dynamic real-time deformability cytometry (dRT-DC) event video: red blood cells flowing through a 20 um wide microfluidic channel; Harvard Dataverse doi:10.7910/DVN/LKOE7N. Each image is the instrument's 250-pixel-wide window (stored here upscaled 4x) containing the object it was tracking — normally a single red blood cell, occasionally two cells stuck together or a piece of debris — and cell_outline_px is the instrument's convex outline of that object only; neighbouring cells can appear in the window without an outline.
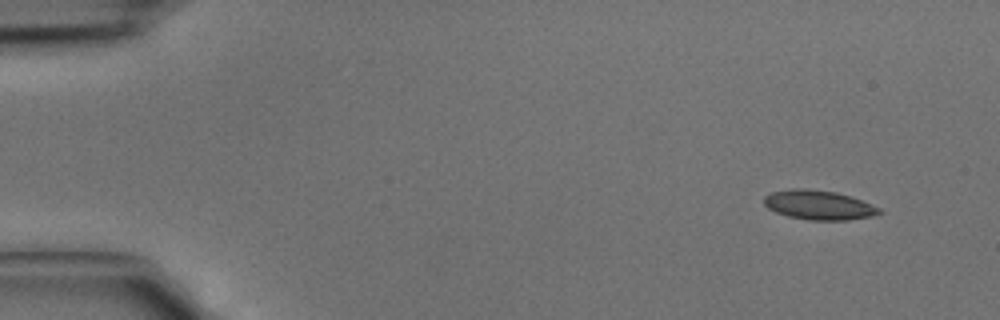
{"species": "common noctule bat (a hibernating species)", "species_latin": "Nyctalus noctula", "temperature_condition": "cold", "stored_images_in_passage": 42, "camera_frame_rate_fps": 3000, "um_per_image_px": 0.085, "animal": {"sex": "male", "body_mass_g": 15.6}, "frame": {"image": 1, "passage_image": 3, "time_ms": 0.667, "image_size_px": [1000, 320], "cell_outline_px": [[884, 212], [872, 216], [848, 220], [808, 220], [788, 216], [776, 212], [768, 208], [764, 204], [764, 196], [772, 192], [792, 188], [808, 188], [836, 192], [860, 200], [880, 208]], "centroid_in_image_um": [69.58, 17.42], "position_along_channel_um": 15.4, "area_um2": 19.71}}
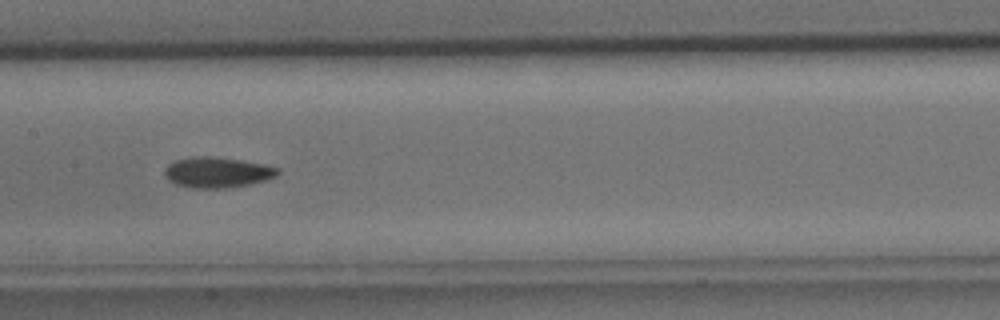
{"frame": {"image": 2, "passage_image": 21, "time_ms": 6.667, "image_size_px": [1000, 320], "cell_outline_px": [[280, 172], [276, 176], [252, 184], [228, 188], [192, 188], [176, 184], [168, 180], [164, 176], [164, 168], [168, 164], [176, 160], [196, 156], [212, 156], [240, 160], [264, 164], [280, 168]], "centroid_in_image_um": [18.46, 14.65], "position_along_channel_um": 188.9, "area_um2": 20.29}}
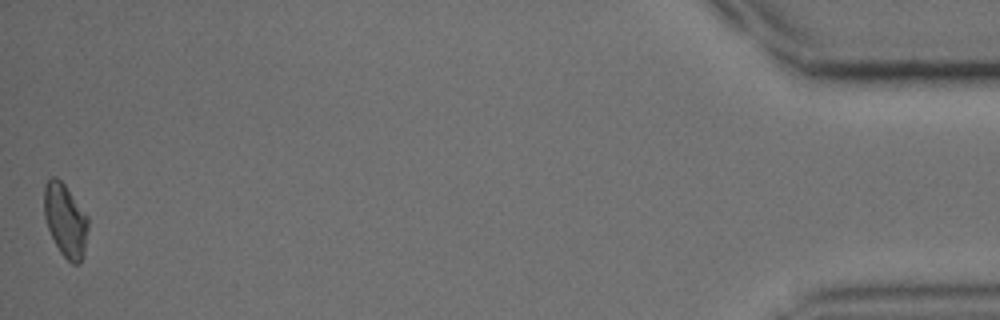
{"frame": {"image": 3, "passage_image": 42, "time_ms": 13.667, "image_size_px": [1000, 320], "cell_outline_px": [[88, 228], [84, 256], [80, 264], [72, 264], [60, 252], [48, 228], [44, 216], [44, 184], [52, 176], [56, 176], [64, 184], [88, 216]], "centroid_in_image_um": [5.57, 18.73], "position_along_channel_um": 429.6, "area_um2": 18.79}}